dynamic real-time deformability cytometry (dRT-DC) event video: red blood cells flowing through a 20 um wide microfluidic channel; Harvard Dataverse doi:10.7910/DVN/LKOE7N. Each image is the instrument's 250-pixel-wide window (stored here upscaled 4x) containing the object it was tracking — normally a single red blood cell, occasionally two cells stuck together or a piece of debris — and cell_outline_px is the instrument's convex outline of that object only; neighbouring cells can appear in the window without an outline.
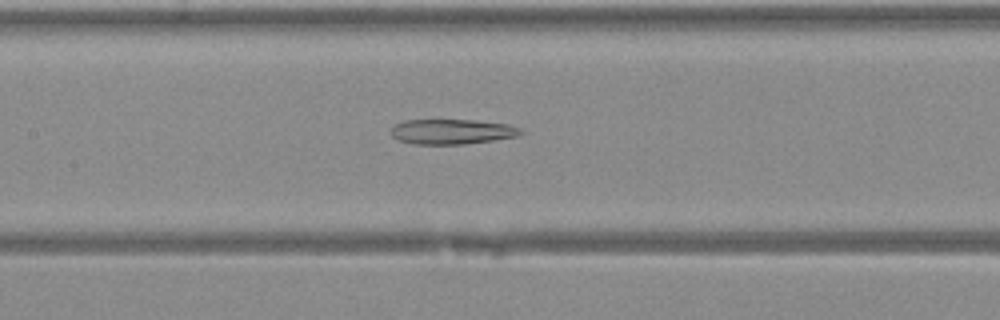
{"species": "Egyptian fruit bat (a non-hibernating species)", "species_latin": "Rousettus aegyptiacus", "temperature_condition": "warm", "stored_images_in_passage": 38, "camera_frame_rate_fps": 3000, "um_per_image_px": 0.085, "animal": {"sex": "female"}, "frame": {"image": 1, "passage_image": 17, "time_ms": 5.333, "image_size_px": [1000, 320], "cell_outline_px": [[524, 132], [516, 136], [492, 140], [464, 144], [412, 144], [400, 140], [392, 136], [392, 128], [396, 124], [404, 120], [476, 120], [508, 124], [520, 128]], "centroid_in_image_um": [38.42, 11.18], "position_along_channel_um": 169.0, "area_um2": 18.79}}
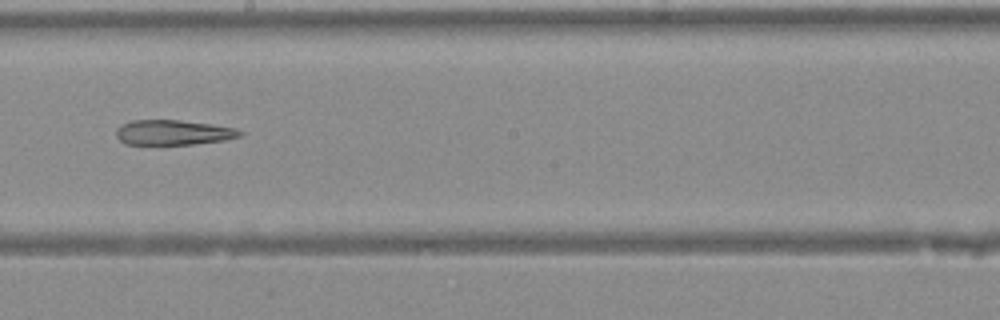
{"frame": {"image": 2, "passage_image": 21, "time_ms": 6.667, "image_size_px": [1000, 320], "cell_outline_px": [[244, 132], [240, 136], [224, 140], [192, 144], [124, 144], [116, 136], [116, 128], [120, 124], [132, 120], [180, 120], [212, 124], [236, 128]], "centroid_in_image_um": [14.7, 11.25], "position_along_channel_um": 233.5, "area_um2": 18.09}}
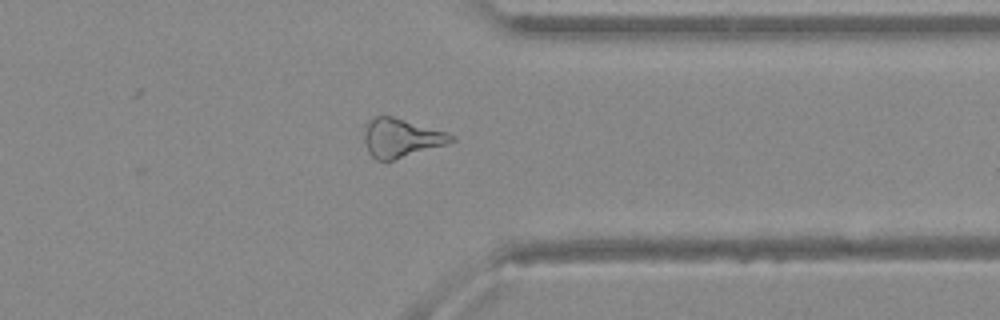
{"frame": {"image": 3, "passage_image": 30, "time_ms": 9.667, "image_size_px": [1000, 320], "cell_outline_px": [[456, 140], [444, 144], [392, 160], [376, 160], [368, 152], [364, 140], [364, 132], [368, 124], [376, 116], [392, 116], [448, 132], [456, 136]], "centroid_in_image_um": [34.11, 11.72], "position_along_channel_um": 377.3, "area_um2": 19.19}}